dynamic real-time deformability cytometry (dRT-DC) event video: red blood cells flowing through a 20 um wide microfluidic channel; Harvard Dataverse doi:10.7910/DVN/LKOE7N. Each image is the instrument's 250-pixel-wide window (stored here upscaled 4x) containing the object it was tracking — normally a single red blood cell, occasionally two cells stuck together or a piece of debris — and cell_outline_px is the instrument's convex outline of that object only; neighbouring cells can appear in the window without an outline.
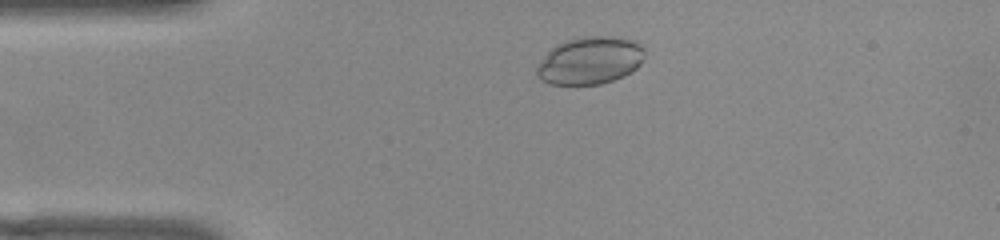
{"species": "common noctule bat (a hibernating species)", "species_latin": "Nyctalus noctula", "temperature_condition": "warm", "stored_images_in_passage": 49, "camera_frame_rate_fps": 3000, "um_per_image_px": 0.085, "animal": {"sex": "female", "body_mass_g": 22.0, "forearm_length_mm": 56.7}, "frame": {"image": 1, "passage_image": 7, "time_ms": 2.0, "image_size_px": [1000, 240], "cell_outline_px": [[644, 56], [640, 64], [632, 72], [624, 76], [600, 84], [548, 84], [540, 80], [536, 76], [536, 68], [544, 56], [556, 44], [568, 40], [584, 36], [612, 36], [636, 40], [644, 48]], "centroid_in_image_um": [50.16, 5.14], "position_along_channel_um": 34.8, "area_um2": 30.0}}
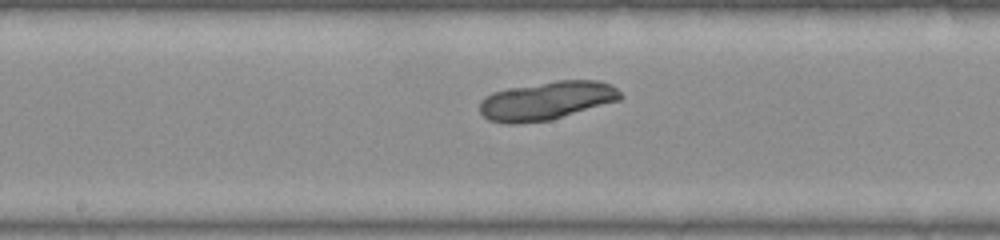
{"frame": {"image": 2, "passage_image": 23, "time_ms": 7.333, "image_size_px": [1000, 240], "cell_outline_px": [[624, 96], [620, 100], [552, 120], [516, 124], [508, 124], [488, 120], [480, 112], [480, 100], [484, 96], [492, 92], [508, 88], [556, 80], [600, 80], [616, 88]], "centroid_in_image_um": [46.45, 8.56], "position_along_channel_um": 201.7, "area_um2": 31.85}}
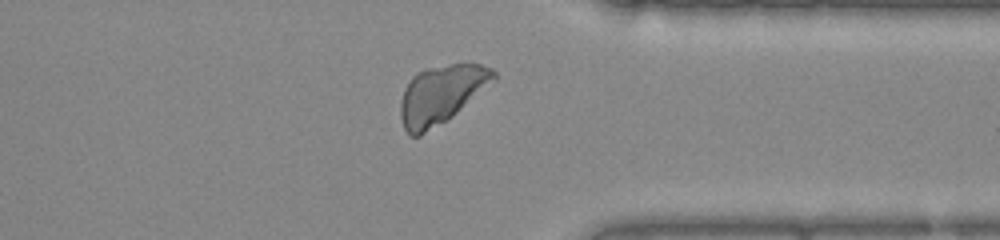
{"frame": {"image": 3, "passage_image": 37, "time_ms": 12.0, "image_size_px": [1000, 240], "cell_outline_px": [[496, 76], [452, 116], [420, 136], [408, 136], [404, 128], [400, 116], [400, 104], [404, 88], [412, 76], [416, 72], [428, 68], [452, 64], [480, 64], [492, 68], [496, 72]], "centroid_in_image_um": [37.42, 8.03], "position_along_channel_um": 374.0, "area_um2": 30.92}}